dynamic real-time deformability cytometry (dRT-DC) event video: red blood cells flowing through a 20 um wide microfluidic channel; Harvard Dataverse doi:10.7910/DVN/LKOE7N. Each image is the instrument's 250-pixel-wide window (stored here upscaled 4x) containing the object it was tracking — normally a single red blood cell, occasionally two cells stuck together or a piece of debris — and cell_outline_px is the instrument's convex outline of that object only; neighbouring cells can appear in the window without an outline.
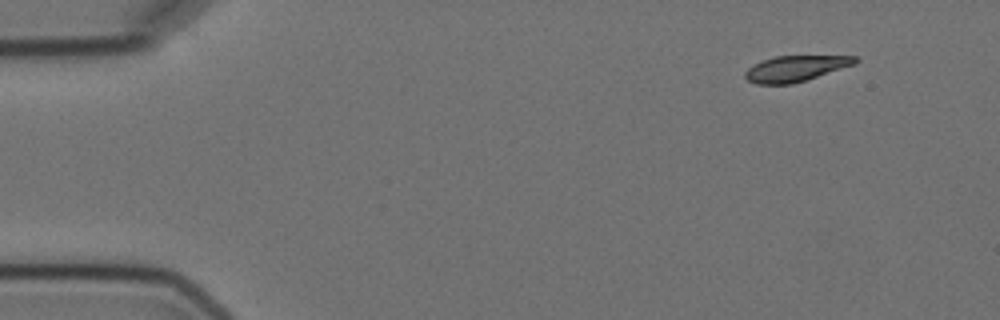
{"species": "Egyptian fruit bat (a non-hibernating species)", "species_latin": "Rousettus aegyptiacus", "temperature_condition": "cold", "stored_images_in_passage": 4, "camera_frame_rate_fps": 3000, "um_per_image_px": 0.085, "animal": {"sex": "female"}, "frame": {"image": 1, "passage_image": 1, "time_ms": 0.0, "image_size_px": [1000, 320], "cell_outline_px": [[860, 60], [856, 64], [792, 84], [756, 84], [748, 80], [744, 76], [744, 72], [748, 68], [764, 60], [776, 56], [856, 56]], "centroid_in_image_um": [67.64, 5.82], "position_along_channel_um": 17.4, "area_um2": 16.36}}
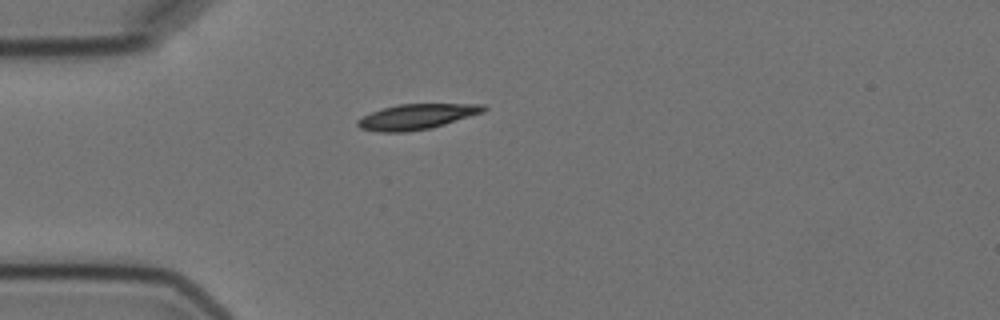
{"frame": {"image": 2, "passage_image": 3, "time_ms": 3.333, "image_size_px": [1000, 320], "cell_outline_px": [[488, 108], [484, 112], [444, 124], [428, 128], [404, 132], [380, 132], [360, 128], [356, 124], [356, 120], [372, 112], [384, 108], [400, 104], [484, 104]], "centroid_in_image_um": [35.42, 9.91], "position_along_channel_um": 49.6, "area_um2": 18.32}}